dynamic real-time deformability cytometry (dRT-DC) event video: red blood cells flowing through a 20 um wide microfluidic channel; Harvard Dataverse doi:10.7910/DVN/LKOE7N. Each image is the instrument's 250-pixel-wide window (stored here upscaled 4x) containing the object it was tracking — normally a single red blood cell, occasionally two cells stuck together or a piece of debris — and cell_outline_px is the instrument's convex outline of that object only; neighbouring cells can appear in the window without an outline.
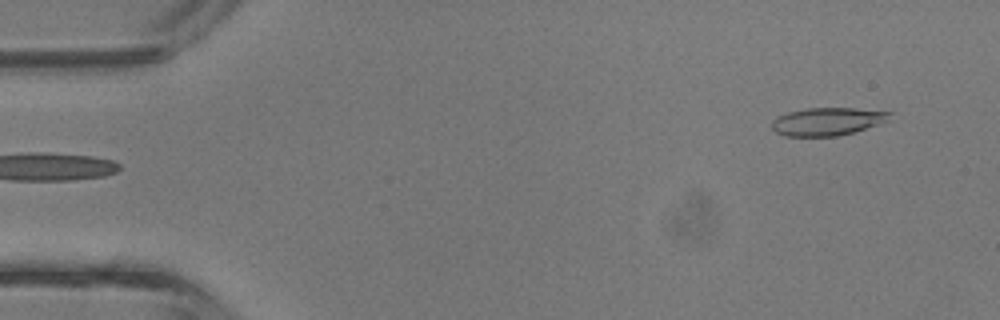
{"species": "common noctule bat (a hibernating species)", "species_latin": "Nyctalus noctula", "temperature_condition": "room temperature", "stored_images_in_passage": 4, "camera_frame_rate_fps": 3000, "um_per_image_px": 0.085, "animal": {"sex": "male", "body_mass_g": 13.3}, "frame": {"image": 1, "passage_image": 4, "time_ms": 1.0, "image_size_px": [1000, 320], "cell_outline_px": [[892, 112], [888, 120], [852, 132], [836, 136], [784, 136], [776, 132], [772, 128], [772, 120], [788, 112], [808, 108], [852, 108]], "centroid_in_image_um": [70.29, 10.32], "position_along_channel_um": 14.7, "area_um2": 18.79}}